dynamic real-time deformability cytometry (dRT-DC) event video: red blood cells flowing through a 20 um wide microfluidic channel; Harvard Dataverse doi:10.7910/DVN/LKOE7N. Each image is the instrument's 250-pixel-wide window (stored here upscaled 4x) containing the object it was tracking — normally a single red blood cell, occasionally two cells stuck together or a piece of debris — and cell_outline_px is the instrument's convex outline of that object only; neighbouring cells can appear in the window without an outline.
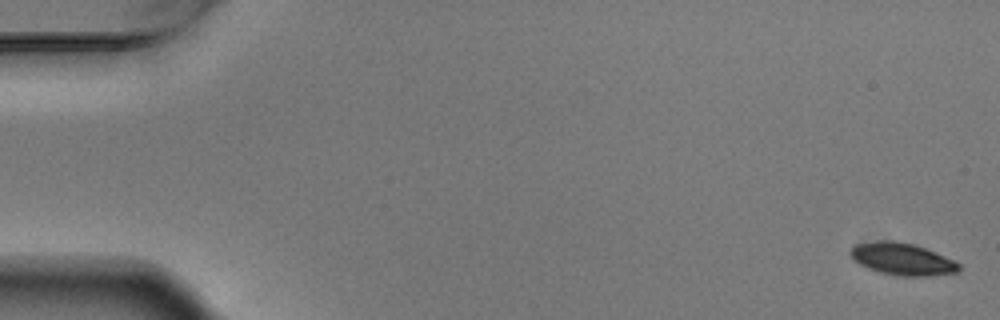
{"species": "Egyptian fruit bat (a non-hibernating species)", "species_latin": "Rousettus aegyptiacus", "temperature_condition": "warm", "stored_images_in_passage": 6, "camera_frame_rate_fps": 3000, "um_per_image_px": 0.085, "animal": {"sex": "male"}, "frame": {"image": 1, "passage_image": 1, "time_ms": 0.0, "image_size_px": [1000, 320], "cell_outline_px": [[960, 268], [956, 272], [928, 276], [896, 276], [880, 272], [868, 268], [852, 260], [848, 252], [856, 244], [876, 240], [892, 240], [916, 244], [956, 260], [960, 264]], "centroid_in_image_um": [76.68, 22.0], "position_along_channel_um": 8.3, "area_um2": 20.63}}